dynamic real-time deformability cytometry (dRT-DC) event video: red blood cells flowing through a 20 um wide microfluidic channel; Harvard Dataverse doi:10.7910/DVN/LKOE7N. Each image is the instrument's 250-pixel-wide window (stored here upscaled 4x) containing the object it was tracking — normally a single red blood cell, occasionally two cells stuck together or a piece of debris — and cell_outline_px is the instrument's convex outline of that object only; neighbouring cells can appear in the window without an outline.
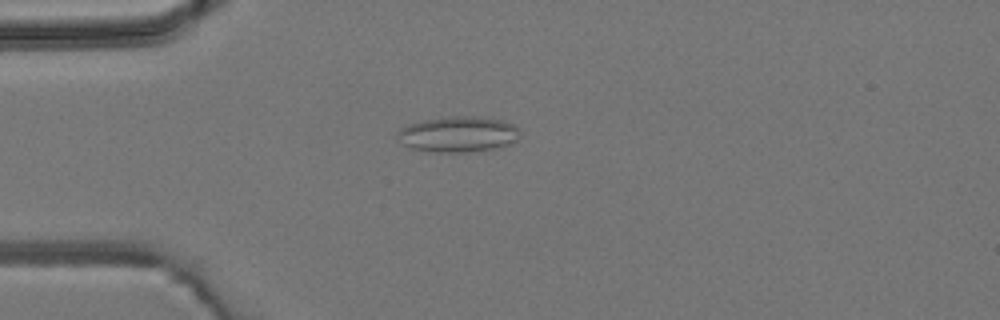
{"species": "common noctule bat (a hibernating species)", "species_latin": "Nyctalus noctula", "temperature_condition": "room temperature", "stored_images_in_passage": 5, "camera_frame_rate_fps": 3000, "um_per_image_px": 0.085, "animal": {"sex": "male", "body_mass_g": 19.2, "forearm_length_mm": 51.8}, "frame": {"image": 1, "passage_image": 4, "time_ms": 3.667, "image_size_px": [1000, 320], "cell_outline_px": [[520, 136], [516, 140], [508, 144], [496, 148], [468, 152], [432, 152], [412, 148], [404, 144], [396, 136], [396, 132], [400, 128], [408, 124], [420, 120], [440, 116], [472, 116], [500, 120], [512, 124], [520, 132]], "centroid_in_image_um": [38.89, 11.4], "position_along_channel_um": 46.1, "area_um2": 25.61}}